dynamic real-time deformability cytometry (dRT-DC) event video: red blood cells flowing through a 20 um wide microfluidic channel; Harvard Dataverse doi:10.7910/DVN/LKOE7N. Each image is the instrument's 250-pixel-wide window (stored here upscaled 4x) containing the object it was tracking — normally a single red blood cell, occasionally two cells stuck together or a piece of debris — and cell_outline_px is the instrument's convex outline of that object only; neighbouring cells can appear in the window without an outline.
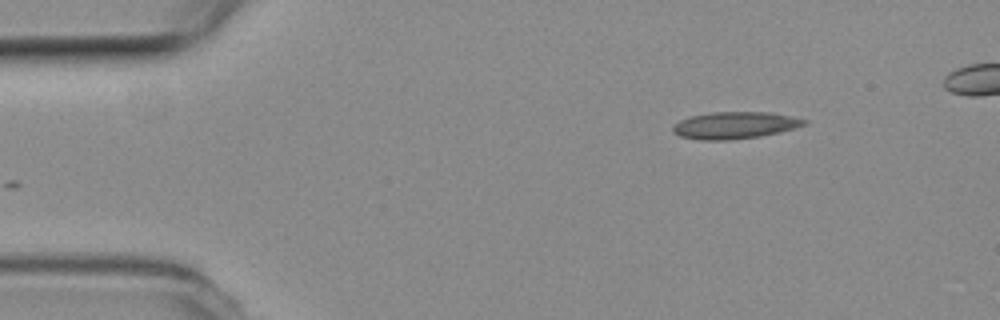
{"species": "common noctule bat (a hibernating species)", "species_latin": "Nyctalus noctula", "temperature_condition": "room temperature", "stored_images_in_passage": 44, "camera_frame_rate_fps": 3000, "um_per_image_px": 0.085, "animal": {"sex": "female", "body_mass_g": 19.3, "forearm_length_mm": 54.1}, "frame": {"image": 1, "passage_image": 1, "time_ms": 0.0, "image_size_px": [1000, 320], "cell_outline_px": [[808, 124], [780, 132], [760, 136], [732, 140], [700, 140], [680, 136], [672, 132], [672, 124], [680, 120], [692, 116], [712, 112], [768, 112], [808, 120]], "centroid_in_image_um": [62.43, 10.66], "position_along_channel_um": 22.6, "area_um2": 20.63}}
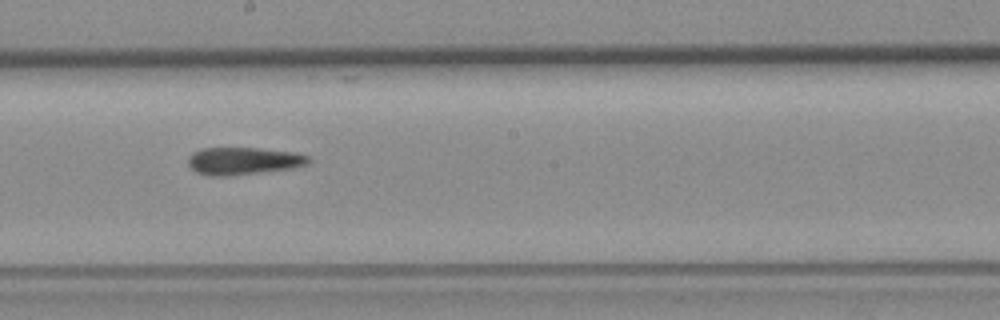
{"frame": {"image": 2, "passage_image": 23, "time_ms": 7.333, "image_size_px": [1000, 320], "cell_outline_px": [[312, 160], [308, 164], [296, 168], [232, 176], [208, 176], [196, 172], [188, 164], [188, 156], [192, 152], [204, 148], [256, 148], [296, 152], [308, 156]], "centroid_in_image_um": [20.71, 13.69], "position_along_channel_um": 227.5, "area_um2": 19.59}}
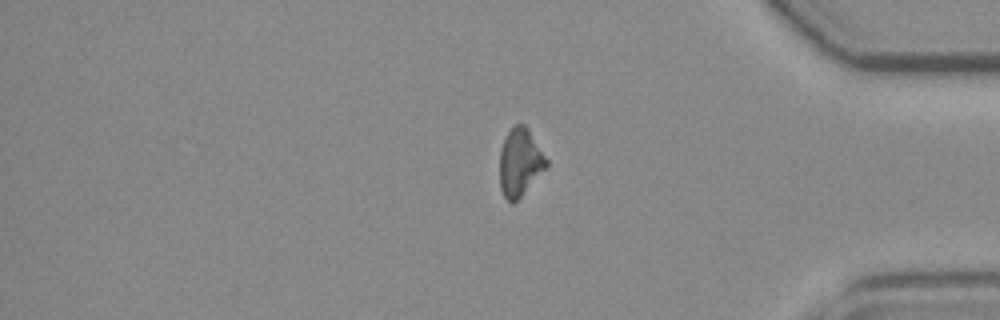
{"frame": {"image": 3, "passage_image": 38, "time_ms": 12.333, "image_size_px": [1000, 320], "cell_outline_px": [[548, 168], [512, 204], [504, 196], [500, 188], [500, 152], [504, 140], [508, 132], [516, 124], [524, 124], [528, 128], [548, 160]], "centroid_in_image_um": [44.22, 13.8], "position_along_channel_um": 391.0, "area_um2": 18.32}, "authors_computed_cell_mechanics": {"area_um2": 19.4786, "velocity_mm_per_s": 3.7976, "shape_relaxation_time_tau1_ms": null, "shape_relaxation_time_tau2_ms": 8.6273, "deformation_change_tau1": null, "deformation_change_tau2": 0.1832}}